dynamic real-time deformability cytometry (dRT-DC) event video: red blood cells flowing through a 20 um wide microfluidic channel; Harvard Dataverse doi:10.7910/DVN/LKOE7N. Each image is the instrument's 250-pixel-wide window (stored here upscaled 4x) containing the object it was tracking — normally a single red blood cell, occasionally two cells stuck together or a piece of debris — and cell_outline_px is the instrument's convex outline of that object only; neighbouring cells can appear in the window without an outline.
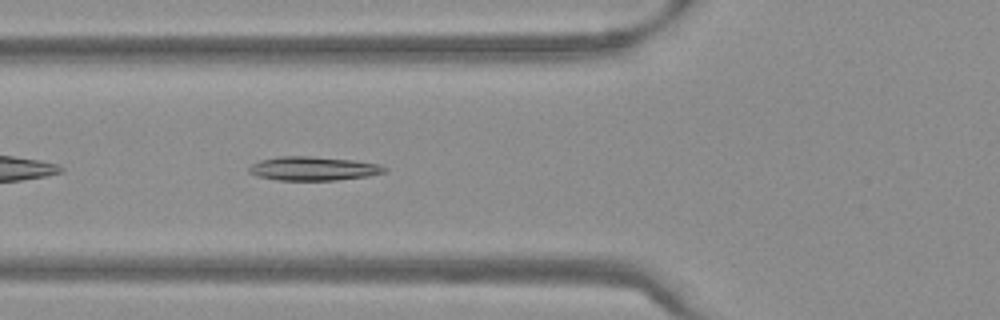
{"species": "Egyptian fruit bat (a non-hibernating species)", "species_latin": "Rousettus aegyptiacus", "temperature_condition": "warm", "stored_images_in_passage": 39, "camera_frame_rate_fps": 3000, "um_per_image_px": 0.085, "frame": {"image": 1, "passage_image": 5, "time_ms": 1.333, "image_size_px": [1000, 320], "cell_outline_px": [[388, 172], [368, 176], [336, 180], [276, 180], [260, 176], [248, 172], [248, 168], [252, 164], [260, 160], [280, 156], [308, 156], [352, 160], [380, 164], [388, 168]], "centroid_in_image_um": [26.67, 14.33], "position_along_channel_um": 99.1, "area_um2": 18.84}}
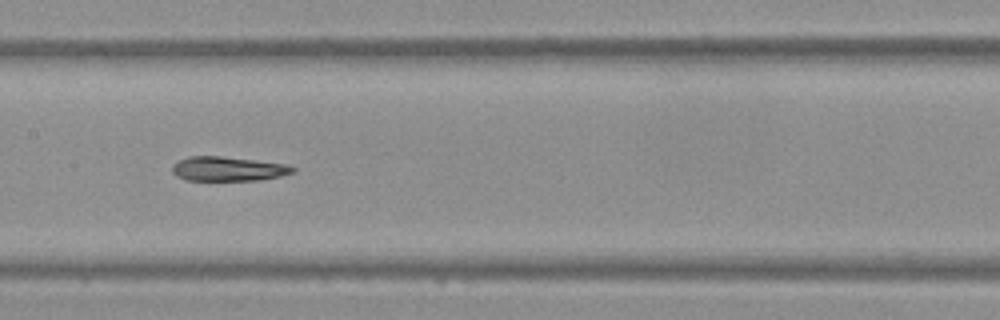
{"frame": {"image": 2, "passage_image": 12, "time_ms": 3.667, "image_size_px": [1000, 320], "cell_outline_px": [[296, 168], [292, 172], [280, 176], [256, 180], [184, 180], [176, 176], [172, 172], [172, 164], [176, 160], [188, 156], [220, 156], [284, 164]], "centroid_in_image_um": [19.27, 14.35], "position_along_channel_um": 188.1, "area_um2": 16.99}}
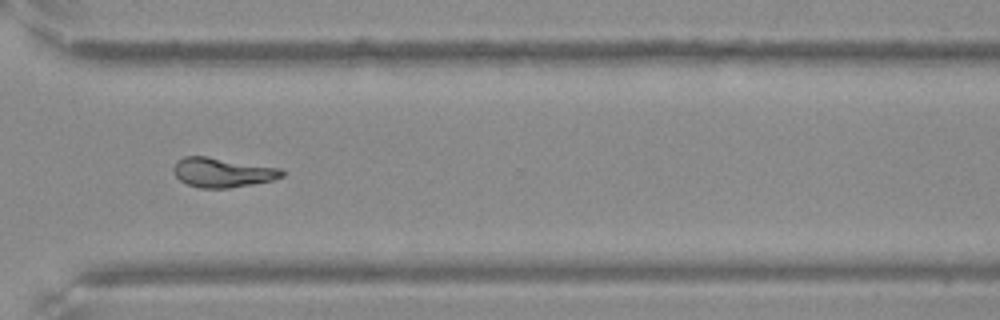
{"frame": {"image": 3, "passage_image": 25, "time_ms": 8.0, "image_size_px": [1000, 320], "cell_outline_px": [[284, 176], [272, 180], [252, 184], [228, 188], [200, 188], [188, 184], [180, 180], [176, 176], [172, 168], [176, 160], [184, 156], [208, 156], [280, 168], [284, 172]], "centroid_in_image_um": [18.88, 14.65], "position_along_channel_um": 351.7, "area_um2": 18.67}, "authors_computed_cell_mechanics": {"area_um2": 18.1492, "velocity_mm_per_s": 3.7841, "shape_relaxation_time_tau1_ms": null, "shape_relaxation_time_tau2_ms": 6.1934, "deformation_change_tau1": null, "deformation_change_tau2": 0.1506}}